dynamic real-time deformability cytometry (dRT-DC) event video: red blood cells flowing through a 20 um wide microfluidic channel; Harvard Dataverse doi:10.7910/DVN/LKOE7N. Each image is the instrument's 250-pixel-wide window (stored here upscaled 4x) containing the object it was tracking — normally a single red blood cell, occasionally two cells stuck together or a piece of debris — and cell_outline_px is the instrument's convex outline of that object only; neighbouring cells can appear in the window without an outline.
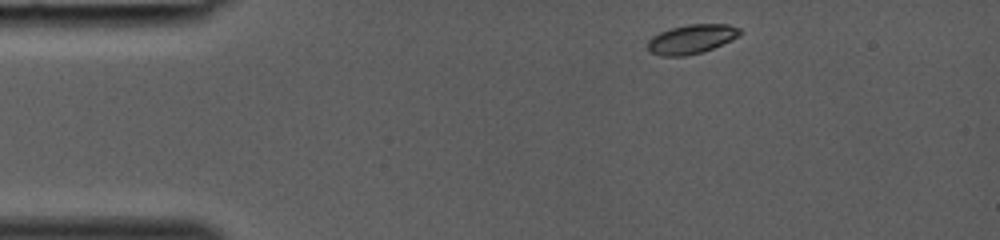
{"species": "common noctule bat (a hibernating species)", "species_latin": "Nyctalus noctula", "temperature_condition": "room temperature", "stored_images_in_passage": 32, "camera_frame_rate_fps": 3000, "um_per_image_px": 0.085, "animal": {"sex": "female", "body_mass_g": 19.0, "forearm_length_mm": 53.3}, "frame": {"image": 1, "passage_image": 1, "time_ms": 0.0, "image_size_px": [1000, 240], "cell_outline_px": [[744, 32], [740, 36], [732, 40], [704, 52], [684, 56], [660, 56], [648, 52], [648, 40], [652, 36], [668, 28], [688, 24], [728, 24], [740, 28]], "centroid_in_image_um": [58.79, 3.32], "position_along_channel_um": 26.2, "area_um2": 16.07}}
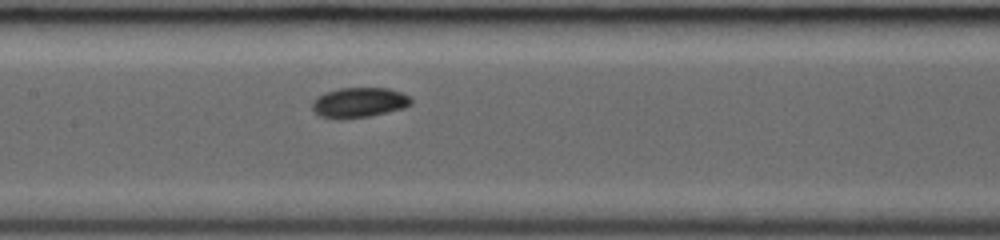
{"frame": {"image": 2, "passage_image": 14, "time_ms": 4.333, "image_size_px": [1000, 240], "cell_outline_px": [[412, 104], [404, 108], [368, 116], [340, 120], [336, 120], [320, 116], [312, 108], [312, 100], [316, 96], [324, 92], [340, 88], [388, 88], [400, 92], [408, 96], [412, 100]], "centroid_in_image_um": [30.48, 8.72], "position_along_channel_um": 176.9, "area_um2": 17.46}}
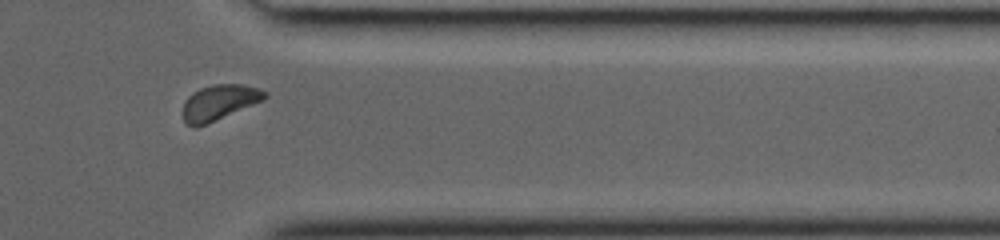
{"frame": {"image": 3, "passage_image": 27, "time_ms": 8.667, "image_size_px": [1000, 240], "cell_outline_px": [[268, 96], [264, 100], [208, 124], [196, 128], [188, 124], [184, 120], [184, 100], [192, 92], [200, 88], [212, 84], [244, 84], [260, 88], [268, 92]], "centroid_in_image_um": [18.67, 8.69], "position_along_channel_um": 392.7, "area_um2": 17.11}}